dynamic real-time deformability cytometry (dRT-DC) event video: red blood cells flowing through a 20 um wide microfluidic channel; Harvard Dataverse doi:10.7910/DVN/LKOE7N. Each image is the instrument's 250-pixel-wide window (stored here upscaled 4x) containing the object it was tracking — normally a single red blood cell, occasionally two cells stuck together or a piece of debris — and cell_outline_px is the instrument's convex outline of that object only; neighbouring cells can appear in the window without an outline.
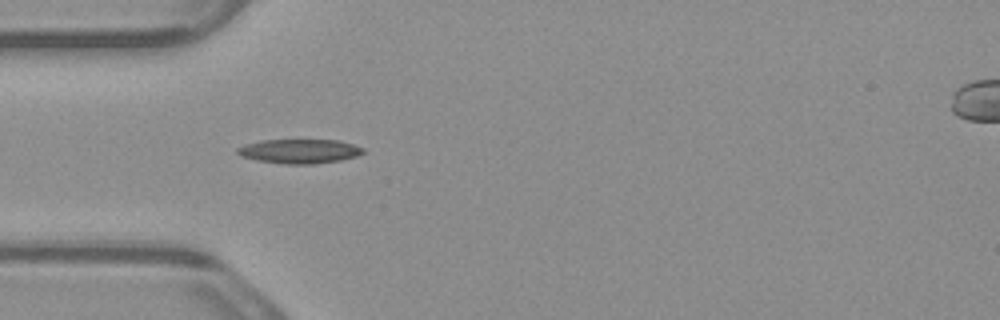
{"species": "common noctule bat (a hibernating species)", "species_latin": "Nyctalus noctula", "temperature_condition": "warm", "stored_images_in_passage": 4, "camera_frame_rate_fps": 3000, "um_per_image_px": 0.085, "animal": {"sex": "male", "body_mass_g": 23.1, "forearm_length_mm": 52.7}, "frame": {"image": 1, "passage_image": 1, "time_ms": 0.0, "image_size_px": [1000, 320], "cell_outline_px": [[364, 152], [356, 156], [340, 160], [312, 164], [284, 164], [256, 160], [240, 156], [236, 152], [236, 148], [260, 140], [340, 140], [364, 148]], "centroid_in_image_um": [25.44, 12.85], "position_along_channel_um": 59.6, "area_um2": 17.74}}
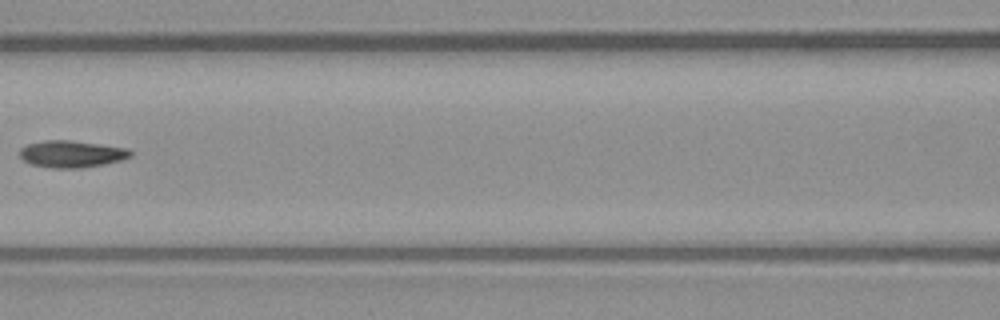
{"frame": {"image": 2, "passage_image": 3, "time_ms": 0.667, "image_size_px": [1000, 320], "cell_outline_px": [[132, 156], [120, 160], [104, 164], [80, 168], [52, 168], [32, 164], [24, 160], [20, 156], [20, 148], [28, 144], [44, 140], [72, 140], [128, 148], [132, 152]], "centroid_in_image_um": [6.09, 13.08], "position_along_channel_um": 160.5, "area_um2": 17.34}}
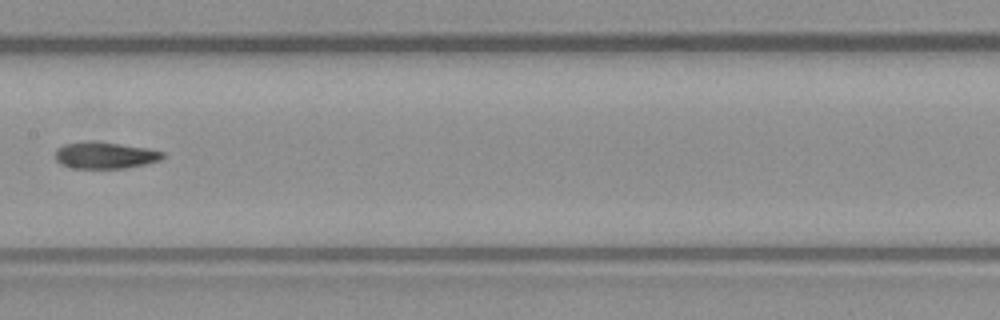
{"frame": {"image": 3, "passage_image": 4, "time_ms": 1.0, "image_size_px": [1000, 320], "cell_outline_px": [[164, 156], [160, 160], [144, 164], [124, 168], [72, 168], [60, 164], [56, 160], [56, 148], [64, 144], [84, 140], [96, 140], [148, 148], [164, 152]], "centroid_in_image_um": [8.89, 13.17], "position_along_channel_um": 198.5, "area_um2": 16.94}}